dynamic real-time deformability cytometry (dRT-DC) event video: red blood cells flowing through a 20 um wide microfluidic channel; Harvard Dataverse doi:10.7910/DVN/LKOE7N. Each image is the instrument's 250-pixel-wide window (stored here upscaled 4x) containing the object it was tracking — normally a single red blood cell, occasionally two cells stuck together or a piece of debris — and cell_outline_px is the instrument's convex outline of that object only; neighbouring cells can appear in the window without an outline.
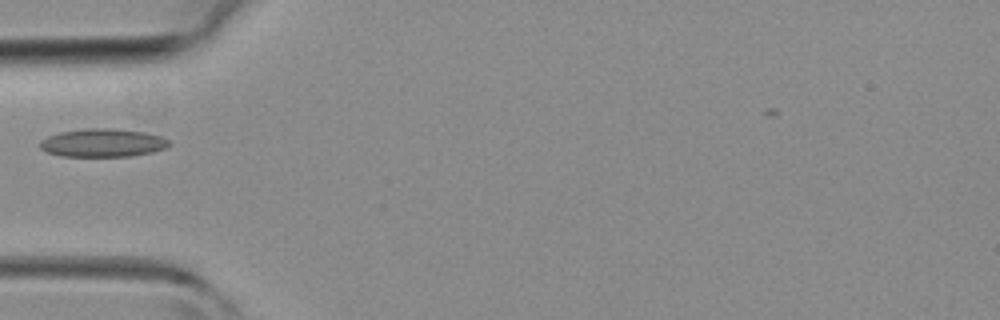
{"species": "common noctule bat (a hibernating species)", "species_latin": "Nyctalus noctula", "temperature_condition": "room temperature", "stored_images_in_passage": 9, "camera_frame_rate_fps": 3000, "um_per_image_px": 0.085, "animal": {"sex": "female", "body_mass_g": 19.3, "forearm_length_mm": 54.1}, "frame": {"image": 1, "passage_image": 1, "time_ms": 0.0, "image_size_px": [1000, 320], "cell_outline_px": [[168, 144], [164, 148], [152, 152], [132, 156], [60, 156], [48, 152], [40, 148], [40, 140], [48, 136], [60, 132], [88, 128], [112, 128], [144, 132], [160, 136], [168, 140]], "centroid_in_image_um": [8.7, 12.14], "position_along_channel_um": 76.3, "area_um2": 21.04}}